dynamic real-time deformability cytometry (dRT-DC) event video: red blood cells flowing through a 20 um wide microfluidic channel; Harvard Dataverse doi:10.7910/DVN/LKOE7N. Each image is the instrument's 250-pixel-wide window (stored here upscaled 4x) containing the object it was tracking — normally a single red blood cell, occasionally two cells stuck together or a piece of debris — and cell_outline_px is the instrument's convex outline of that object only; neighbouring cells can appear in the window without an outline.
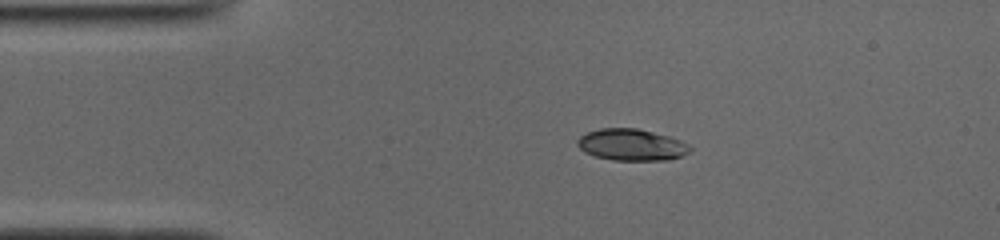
{"species": "common noctule bat (a hibernating species)", "species_latin": "Nyctalus noctula", "temperature_condition": "cold", "stored_images_in_passage": 42, "camera_frame_rate_fps": 3000, "um_per_image_px": 0.085, "animal": {"sex": "male", "body_mass_g": 19.0, "forearm_length_mm": 50.8}, "frame": {"image": 1, "passage_image": 1, "time_ms": 0.0, "image_size_px": [1000, 240], "cell_outline_px": [[692, 148], [688, 152], [680, 156], [668, 160], [612, 160], [596, 156], [584, 152], [576, 144], [576, 140], [580, 136], [588, 132], [600, 128], [636, 128], [668, 136], [680, 140]], "centroid_in_image_um": [53.64, 12.31], "position_along_channel_um": 31.4, "area_um2": 20.58}}
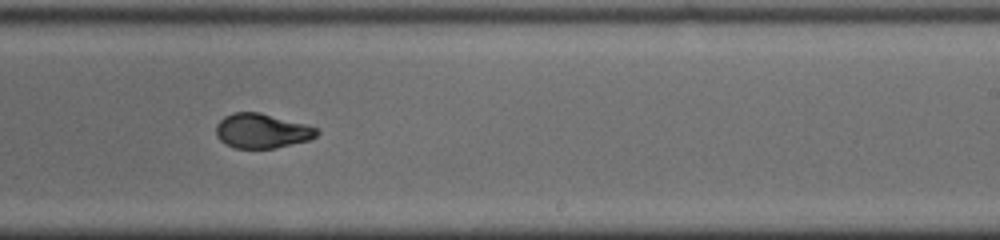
{"frame": {"image": 2, "passage_image": 22, "time_ms": 7.0, "image_size_px": [1000, 240], "cell_outline_px": [[320, 132], [316, 136], [308, 140], [276, 148], [236, 148], [224, 144], [216, 136], [216, 124], [224, 116], [232, 112], [260, 112], [320, 128]], "centroid_in_image_um": [22.25, 11.12], "position_along_channel_um": 266.7, "area_um2": 20.46}}
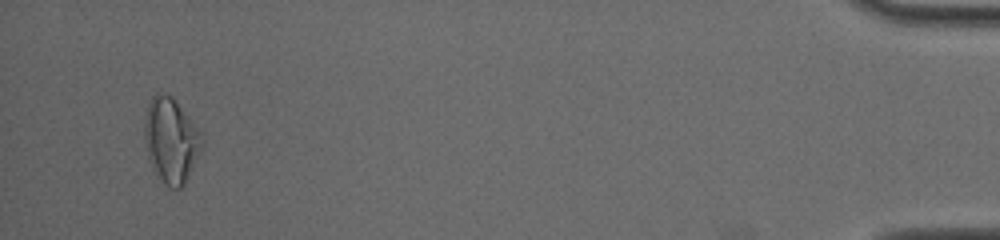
{"frame": {"image": 3, "passage_image": 40, "time_ms": 13.0, "image_size_px": [1000, 240], "cell_outline_px": [[200, 148], [184, 184], [180, 188], [172, 188], [164, 184], [152, 168], [148, 156], [144, 136], [144, 124], [148, 104], [152, 96], [172, 96], [188, 116], [196, 132], [200, 144]], "centroid_in_image_um": [14.45, 11.96], "position_along_channel_um": 420.7, "area_um2": 26.88}, "authors_computed_cell_mechanics": {"area_um2": 20.9814, "velocity_mm_per_s": 3.9319, "shape_relaxation_time_tau1_ms": 5.4521, "shape_relaxation_time_tau2_ms": 1.5073, "deformation_change_tau1": 0.1933, "deformation_change_tau2": 0.054}}